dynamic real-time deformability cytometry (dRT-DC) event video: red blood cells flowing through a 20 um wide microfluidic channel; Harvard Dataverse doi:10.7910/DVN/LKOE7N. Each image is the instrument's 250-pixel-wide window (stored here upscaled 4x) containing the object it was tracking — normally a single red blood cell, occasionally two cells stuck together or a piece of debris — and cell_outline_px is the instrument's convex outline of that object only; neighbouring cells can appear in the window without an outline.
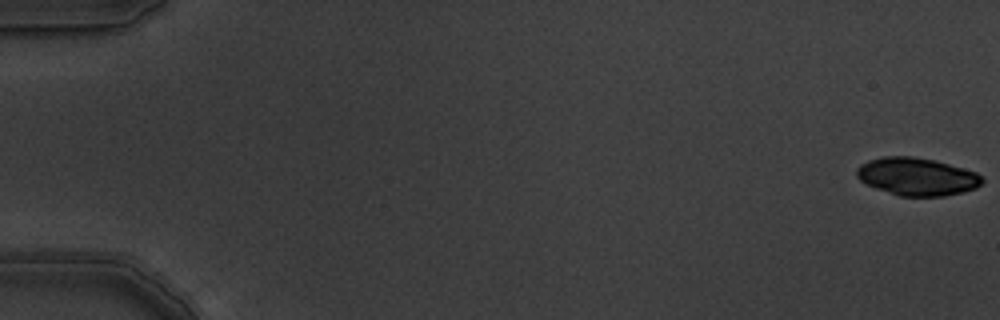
{"species": "common noctule bat (a hibernating species)", "species_latin": "Nyctalus noctula", "temperature_condition": "warm", "stored_images_in_passage": 6, "camera_frame_rate_fps": 3000, "um_per_image_px": 0.085, "animal": {"sex": "male", "body_mass_g": 19.5, "forearm_length_mm": 54.6}, "frame": {"image": 1, "passage_image": 1, "time_ms": 0.0, "image_size_px": [1000, 320], "cell_outline_px": [[984, 180], [976, 188], [964, 192], [944, 196], [900, 196], [876, 188], [860, 180], [856, 176], [856, 168], [860, 164], [868, 160], [884, 156], [912, 156], [932, 160], [948, 164], [976, 172]], "centroid_in_image_um": [77.92, 15.01], "position_along_channel_um": 7.1, "area_um2": 27.46}}
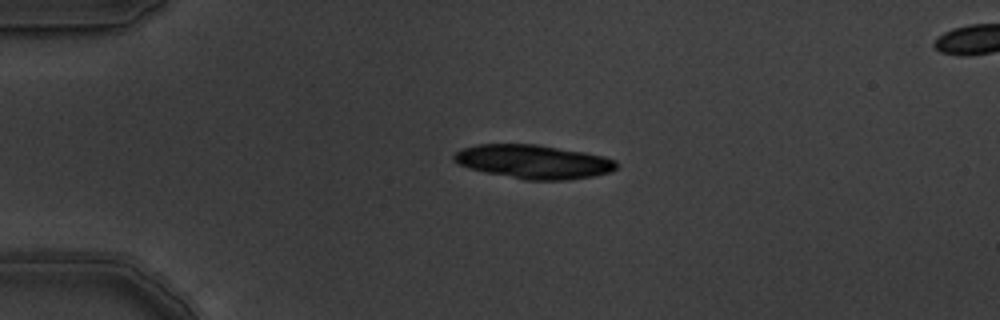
{"frame": {"image": 2, "passage_image": 5, "time_ms": 1.333, "image_size_px": [1000, 320], "cell_outline_px": [[620, 164], [612, 172], [592, 176], [564, 180], [524, 180], [488, 172], [472, 168], [460, 164], [452, 160], [452, 156], [460, 148], [476, 144], [536, 144], [584, 152], [604, 156], [616, 160]], "centroid_in_image_um": [45.37, 13.73], "position_along_channel_um": 39.6, "area_um2": 32.02}}